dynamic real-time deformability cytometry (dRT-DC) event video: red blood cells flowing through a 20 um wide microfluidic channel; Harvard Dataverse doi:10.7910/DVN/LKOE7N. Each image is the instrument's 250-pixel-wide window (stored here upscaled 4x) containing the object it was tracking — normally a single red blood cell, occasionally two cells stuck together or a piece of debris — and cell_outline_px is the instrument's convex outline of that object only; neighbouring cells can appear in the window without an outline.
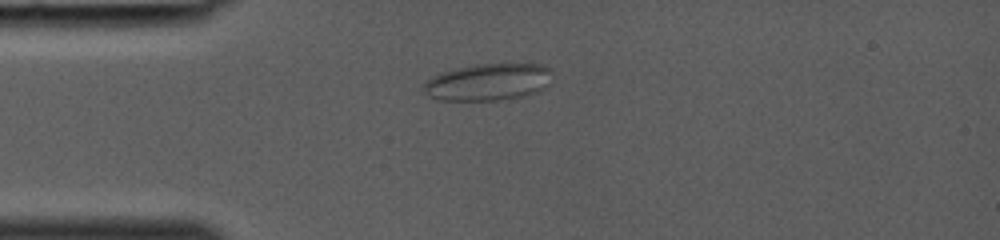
{"species": "common noctule bat (a hibernating species)", "species_latin": "Nyctalus noctula", "temperature_condition": "room temperature", "stored_images_in_passage": 29, "camera_frame_rate_fps": 3000, "um_per_image_px": 0.085, "animal": {"sex": "female", "body_mass_g": 19.0, "forearm_length_mm": 53.3}, "frame": {"image": 1, "passage_image": 1, "time_ms": 0.0, "image_size_px": [1000, 240], "cell_outline_px": [[552, 84], [548, 88], [524, 96], [496, 100], [436, 100], [424, 92], [420, 88], [432, 76], [456, 68], [476, 64], [540, 64], [548, 68], [552, 72]], "centroid_in_image_um": [41.53, 6.98], "position_along_channel_um": 43.5, "area_um2": 27.98}}
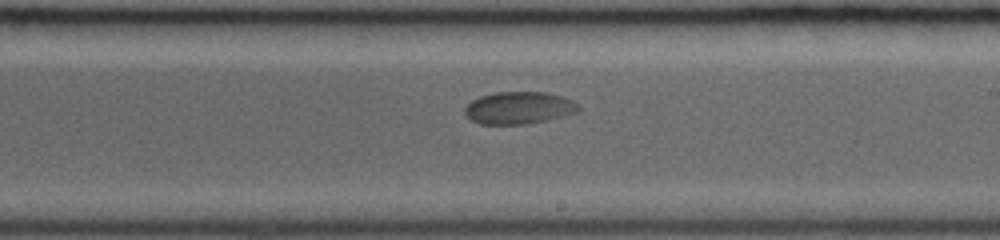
{"frame": {"image": 2, "passage_image": 14, "time_ms": 4.333, "image_size_px": [1000, 240], "cell_outline_px": [[580, 108], [576, 112], [548, 120], [524, 124], [480, 124], [472, 120], [464, 112], [464, 108], [472, 100], [480, 96], [496, 92], [544, 92], [560, 96], [572, 100]], "centroid_in_image_um": [44.08, 9.17], "position_along_channel_um": 244.9, "area_um2": 21.15}}
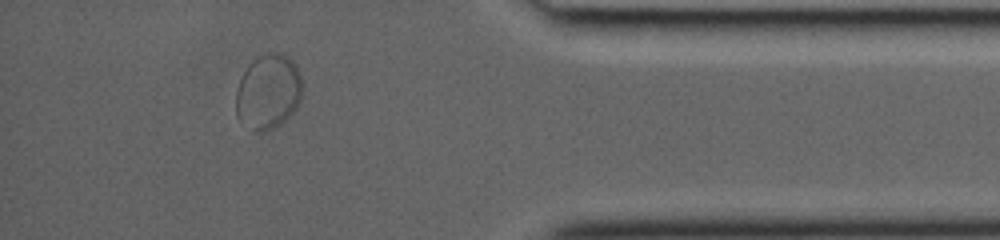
{"frame": {"image": 3, "passage_image": 25, "time_ms": 8.0, "image_size_px": [1000, 240], "cell_outline_px": [[300, 100], [296, 108], [280, 124], [264, 132], [256, 132], [236, 116], [236, 88], [248, 64], [256, 56], [268, 52], [280, 52], [288, 56], [292, 60], [300, 76]], "centroid_in_image_um": [22.77, 7.77], "position_along_channel_um": 412.4, "area_um2": 28.78}}